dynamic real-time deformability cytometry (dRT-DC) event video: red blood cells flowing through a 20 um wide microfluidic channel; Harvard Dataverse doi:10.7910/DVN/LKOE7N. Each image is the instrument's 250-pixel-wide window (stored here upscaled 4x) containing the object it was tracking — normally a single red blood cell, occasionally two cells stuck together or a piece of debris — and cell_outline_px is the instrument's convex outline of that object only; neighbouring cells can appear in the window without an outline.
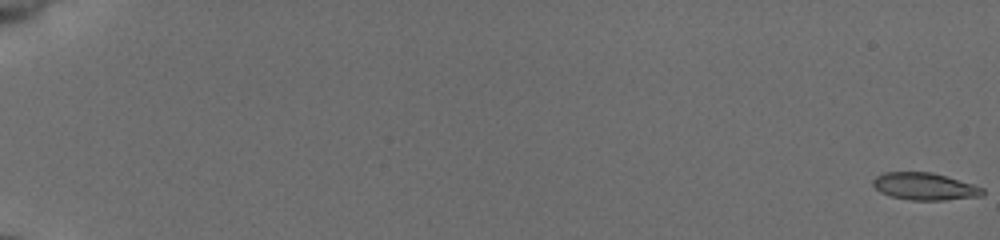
{"species": "common noctule bat (a hibernating species)", "species_latin": "Nyctalus noctula", "temperature_condition": "cold", "stored_images_in_passage": 56, "camera_frame_rate_fps": 3000, "um_per_image_px": 0.085, "animal": {"sex": "female", "body_mass_g": 19.5, "forearm_length_mm": 54.1}, "frame": {"image": 1, "passage_image": 1, "time_ms": 0.0, "image_size_px": [1000, 240], "cell_outline_px": [[984, 196], [944, 200], [912, 200], [892, 196], [880, 192], [872, 184], [872, 180], [876, 176], [884, 172], [932, 172], [972, 184], [984, 188]], "centroid_in_image_um": [78.6, 15.84], "position_along_channel_um": 6.4, "area_um2": 17.34}}
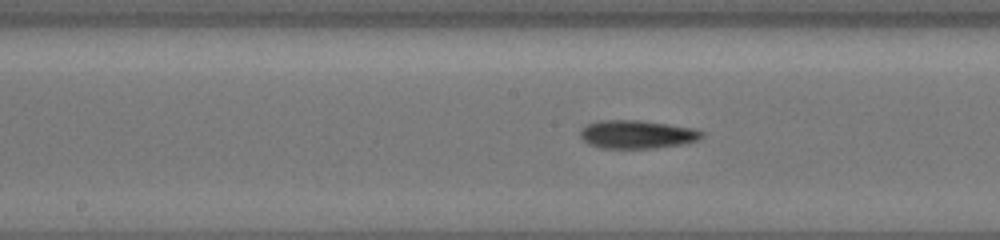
{"frame": {"image": 2, "passage_image": 32, "time_ms": 10.333, "image_size_px": [1000, 240], "cell_outline_px": [[704, 136], [696, 140], [680, 144], [656, 148], [600, 148], [588, 144], [580, 136], [580, 132], [588, 124], [608, 120], [632, 120], [668, 124], [692, 128], [704, 132]], "centroid_in_image_um": [54.15, 11.43], "position_along_channel_um": 194.0, "area_um2": 19.65}}
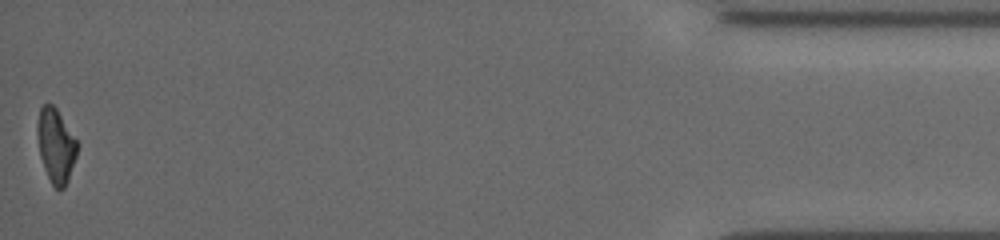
{"frame": {"image": 3, "passage_image": 56, "time_ms": 18.333, "image_size_px": [1000, 240], "cell_outline_px": [[76, 156], [68, 180], [64, 188], [56, 188], [52, 184], [44, 168], [40, 156], [36, 132], [36, 124], [40, 108], [44, 104], [52, 104], [56, 108], [76, 140]], "centroid_in_image_um": [4.71, 12.36], "position_along_channel_um": 430.5, "area_um2": 16.88}, "authors_computed_cell_mechanics": {"area_um2": 18.0914, "velocity_mm_per_s": 3.9047, "shape_relaxation_time_tau1_ms": 5.2036, "shape_relaxation_time_tau2_ms": 4.3392, "deformation_change_tau1": 0.1444, "deformation_change_tau2": 0.1378}}